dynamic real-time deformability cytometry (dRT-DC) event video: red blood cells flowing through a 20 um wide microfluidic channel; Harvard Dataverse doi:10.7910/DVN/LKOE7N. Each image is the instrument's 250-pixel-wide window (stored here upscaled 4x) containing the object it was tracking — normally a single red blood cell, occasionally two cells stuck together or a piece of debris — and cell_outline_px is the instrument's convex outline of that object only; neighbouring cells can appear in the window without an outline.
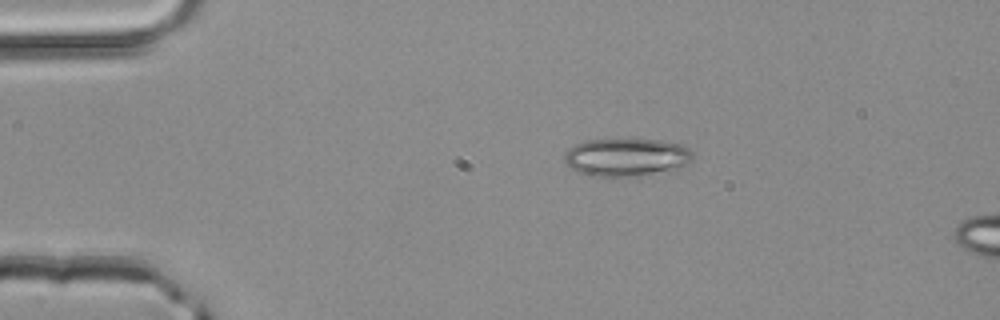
{"species": "common noctule bat (a hibernating species)", "species_latin": "Nyctalus noctula", "temperature_condition": "room temperature", "stored_images_in_passage": 2, "camera_frame_rate_fps": 3000, "um_per_image_px": 0.085, "animal": {"sex": "male", "body_mass_g": 20.4}, "frame": {"image": 1, "passage_image": 1, "time_ms": 0.0, "image_size_px": [1000, 320], "cell_outline_px": [[696, 156], [688, 164], [676, 172], [640, 176], [596, 176], [580, 172], [564, 164], [564, 156], [568, 148], [576, 144], [588, 140], [660, 140], [684, 144]], "centroid_in_image_um": [53.36, 13.39], "position_along_channel_um": 31.6, "area_um2": 28.96}}